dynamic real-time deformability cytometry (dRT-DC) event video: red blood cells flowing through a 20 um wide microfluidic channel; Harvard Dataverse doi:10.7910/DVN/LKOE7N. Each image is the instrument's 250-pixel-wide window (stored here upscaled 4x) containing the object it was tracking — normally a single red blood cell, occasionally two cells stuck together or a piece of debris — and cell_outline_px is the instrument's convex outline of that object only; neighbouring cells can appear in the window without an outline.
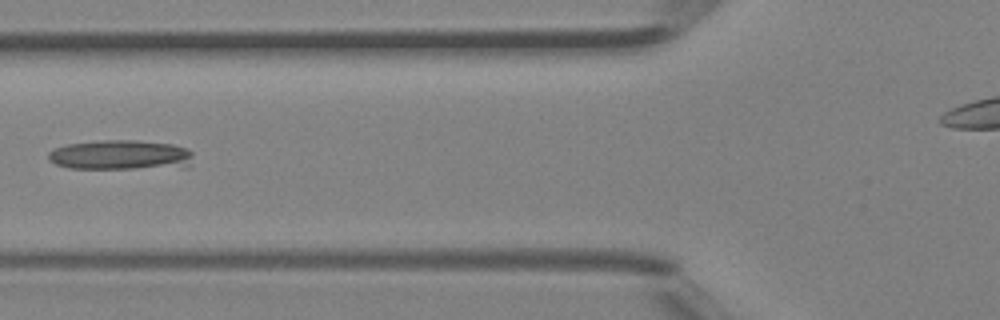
{"species": "Egyptian fruit bat (a non-hibernating species)", "species_latin": "Rousettus aegyptiacus", "temperature_condition": "room temperature", "stored_images_in_passage": 5, "camera_frame_rate_fps": 3000, "um_per_image_px": 0.085, "animal": {"sex": "female"}, "frame": {"image": 1, "passage_image": 5, "time_ms": 1.333, "image_size_px": [1000, 320], "cell_outline_px": [[192, 156], [188, 168], [68, 168], [56, 164], [48, 160], [48, 152], [52, 148], [68, 144], [100, 140], [136, 140], [172, 144], [188, 148], [192, 152]], "centroid_in_image_um": [10.27, 13.17], "position_along_channel_um": 115.5, "area_um2": 25.49}}